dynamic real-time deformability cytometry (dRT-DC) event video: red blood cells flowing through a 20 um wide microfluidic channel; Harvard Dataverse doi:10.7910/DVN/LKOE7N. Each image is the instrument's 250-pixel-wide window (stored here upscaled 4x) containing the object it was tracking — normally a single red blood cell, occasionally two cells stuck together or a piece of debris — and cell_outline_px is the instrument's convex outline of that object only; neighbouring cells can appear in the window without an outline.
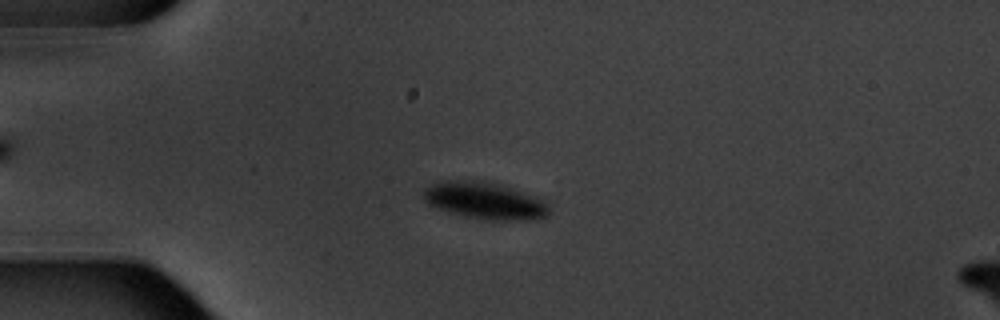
{"species": "common noctule bat (a hibernating species)", "species_latin": "Nyctalus noctula", "temperature_condition": "warm", "stored_images_in_passage": 5, "segment_of_instrument_passage": [1, 2], "camera_frame_rate_fps": 3000, "um_per_image_px": 0.085, "animal": {"sex": "male", "body_mass_g": 20.1, "forearm_length_mm": 53.5}, "frame": {"image": 1, "passage_image": 3, "time_ms": 2.667, "image_size_px": [1000, 320], "cell_outline_px": [[548, 216], [540, 220], [488, 220], [464, 216], [428, 204], [424, 200], [424, 188], [440, 180], [488, 180], [536, 196], [544, 200], [548, 204]], "centroid_in_image_um": [41.25, 17.04], "position_along_channel_um": 43.8, "area_um2": 27.34}}